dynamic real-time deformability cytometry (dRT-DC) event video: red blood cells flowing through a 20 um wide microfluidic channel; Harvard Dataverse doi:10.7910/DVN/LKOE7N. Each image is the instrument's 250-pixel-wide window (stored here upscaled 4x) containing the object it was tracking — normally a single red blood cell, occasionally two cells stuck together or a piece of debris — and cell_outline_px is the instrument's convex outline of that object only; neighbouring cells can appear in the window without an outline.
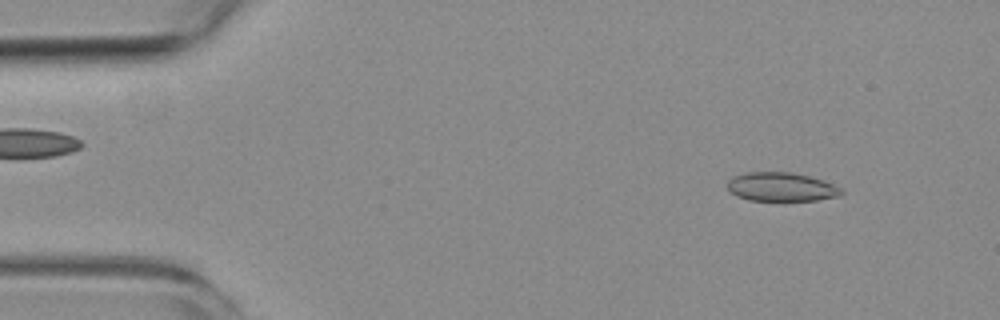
{"species": "common noctule bat (a hibernating species)", "species_latin": "Nyctalus noctula", "temperature_condition": "room temperature", "stored_images_in_passage": 4, "camera_frame_rate_fps": 3000, "um_per_image_px": 0.085, "animal": {"sex": "female", "body_mass_g": 19.3, "forearm_length_mm": 54.1}, "frame": {"image": 1, "passage_image": 2, "time_ms": 1.0, "image_size_px": [1000, 320], "cell_outline_px": [[844, 192], [840, 196], [816, 200], [784, 204], [748, 200], [736, 196], [728, 188], [728, 180], [732, 176], [748, 172], [792, 172], [824, 180], [844, 188]], "centroid_in_image_um": [66.45, 15.94], "position_along_channel_um": 18.5, "area_um2": 20.23}}
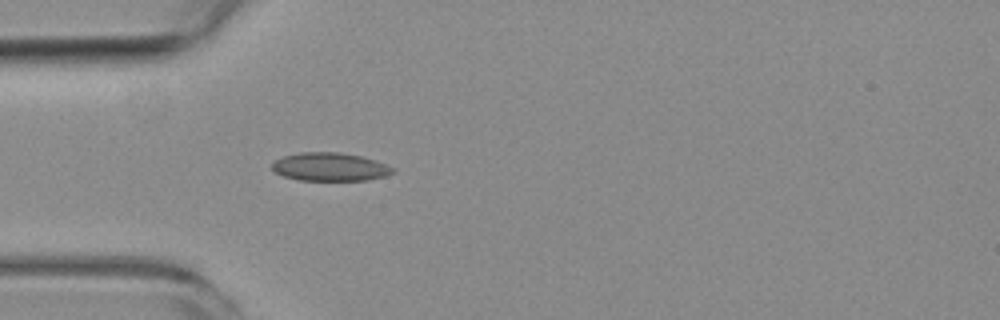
{"frame": {"image": 2, "passage_image": 4, "time_ms": 4.333, "image_size_px": [1000, 320], "cell_outline_px": [[396, 172], [384, 176], [368, 180], [300, 180], [284, 176], [276, 172], [272, 168], [272, 160], [284, 156], [300, 152], [340, 152], [360, 156], [376, 160], [396, 168]], "centroid_in_image_um": [28.07, 14.18], "position_along_channel_um": 56.9, "area_um2": 20.0}}